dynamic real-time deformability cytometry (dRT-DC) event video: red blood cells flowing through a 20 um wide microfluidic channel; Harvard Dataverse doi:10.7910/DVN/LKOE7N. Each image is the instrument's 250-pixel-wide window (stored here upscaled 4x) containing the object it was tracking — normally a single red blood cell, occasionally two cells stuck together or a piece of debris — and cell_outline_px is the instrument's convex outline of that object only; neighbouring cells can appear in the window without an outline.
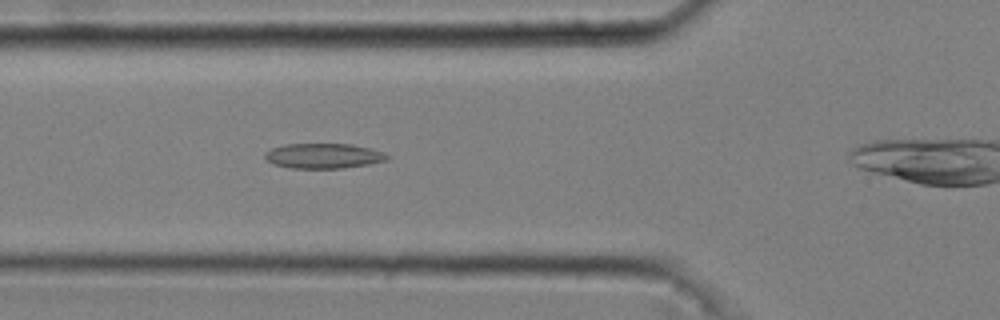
{"species": "common noctule bat (a hibernating species)", "species_latin": "Nyctalus noctula", "temperature_condition": "cold", "stored_images_in_passage": 37, "camera_frame_rate_fps": 3000, "um_per_image_px": 0.085, "animal": {"sex": "male", "body_mass_g": 20.4}, "frame": {"image": 1, "passage_image": 9, "time_ms": 2.667, "image_size_px": [1000, 320], "cell_outline_px": [[392, 156], [388, 160], [368, 164], [344, 168], [292, 168], [272, 164], [264, 160], [264, 152], [272, 148], [284, 144], [352, 144], [372, 148], [384, 152]], "centroid_in_image_um": [27.5, 13.25], "position_along_channel_um": 98.3, "area_um2": 18.15}}
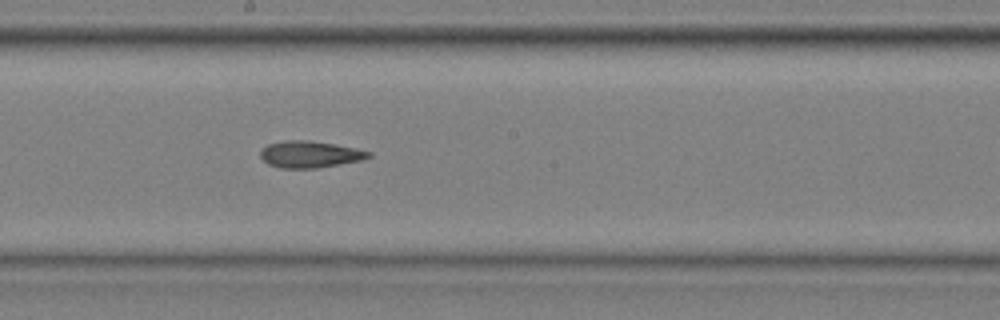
{"frame": {"image": 2, "passage_image": 19, "time_ms": 6.0, "image_size_px": [1000, 320], "cell_outline_px": [[372, 156], [364, 160], [316, 168], [280, 168], [268, 164], [260, 156], [260, 152], [268, 144], [284, 140], [308, 140], [356, 148], [372, 152]], "centroid_in_image_um": [26.37, 13.12], "position_along_channel_um": 221.8, "area_um2": 16.82}}
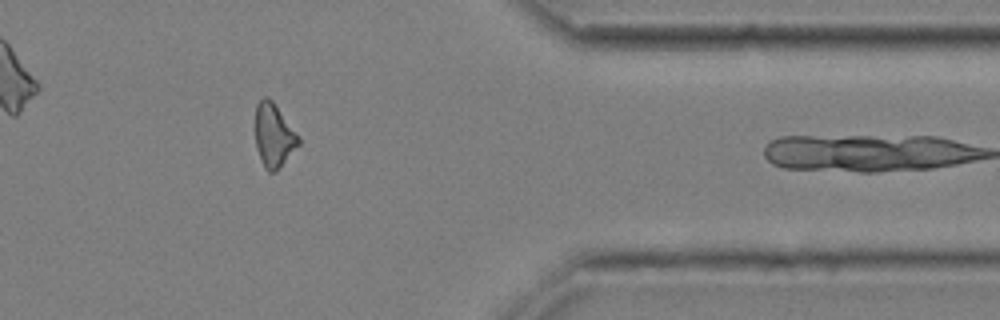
{"frame": {"image": 3, "passage_image": 34, "time_ms": 11.0, "image_size_px": [1000, 320], "cell_outline_px": [[300, 144], [276, 172], [268, 172], [264, 168], [256, 148], [256, 104], [264, 96], [268, 96], [272, 100], [300, 136]], "centroid_in_image_um": [23.28, 11.51], "position_along_channel_um": 388.1, "area_um2": 16.13}, "authors_computed_cell_mechanics": {"area_um2": 16.8776, "velocity_mm_per_s": 3.6999, "shape_relaxation_time_tau1_ms": 6.2643, "shape_relaxation_time_tau2_ms": 6.1055, "deformation_change_tau1": 0.1254, "deformation_change_tau2": 0.1769}}